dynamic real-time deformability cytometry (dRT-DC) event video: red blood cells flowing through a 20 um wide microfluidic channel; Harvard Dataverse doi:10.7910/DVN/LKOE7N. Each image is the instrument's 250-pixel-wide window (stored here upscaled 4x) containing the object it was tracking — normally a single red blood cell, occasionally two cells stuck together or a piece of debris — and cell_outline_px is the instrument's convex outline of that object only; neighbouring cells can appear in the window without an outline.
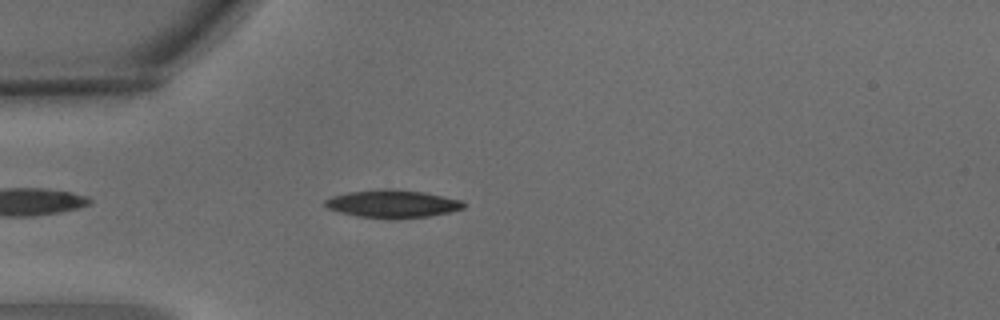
{"species": "common noctule bat (a hibernating species)", "species_latin": "Nyctalus noctula", "temperature_condition": "warm", "stored_images_in_passage": 1, "camera_frame_rate_fps": 3000, "um_per_image_px": 0.085, "animal": {"sex": "male", "body_mass_g": 15.6}, "frame": {"image": 1, "passage_image": 1, "time_ms": 0.0, "image_size_px": [1000, 320], "cell_outline_px": [[468, 204], [464, 208], [448, 212], [428, 216], [396, 220], [356, 216], [340, 212], [328, 208], [324, 204], [324, 200], [332, 196], [348, 192], [384, 188], [388, 188], [424, 192], [464, 200]], "centroid_in_image_um": [33.39, 17.33], "position_along_channel_um": 51.6, "area_um2": 22.83}}